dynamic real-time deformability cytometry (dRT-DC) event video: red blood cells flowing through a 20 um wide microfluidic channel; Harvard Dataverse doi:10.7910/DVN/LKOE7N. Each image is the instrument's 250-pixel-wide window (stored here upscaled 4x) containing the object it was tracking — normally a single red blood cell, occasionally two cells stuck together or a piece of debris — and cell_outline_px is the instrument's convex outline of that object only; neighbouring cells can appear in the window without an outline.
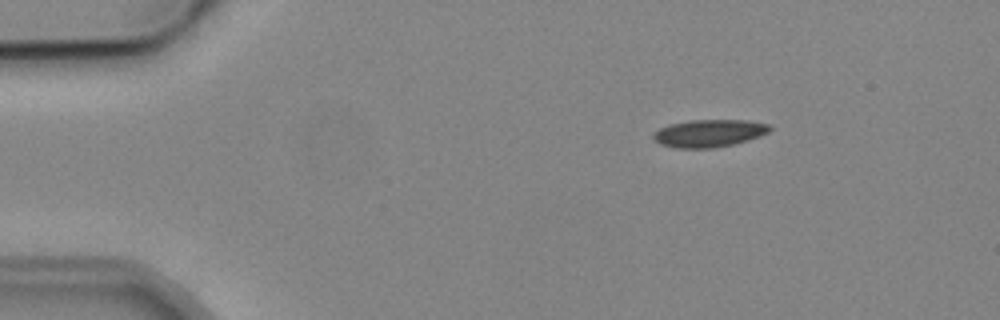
{"species": "common noctule bat (a hibernating species)", "species_latin": "Nyctalus noctula", "temperature_condition": "cold", "stored_images_in_passage": 6, "camera_frame_rate_fps": 3000, "um_per_image_px": 0.085, "animal": {"sex": "male", "body_mass_g": 19.2, "forearm_length_mm": 51.8}, "frame": {"image": 1, "passage_image": 2, "time_ms": 2.333, "image_size_px": [1000, 320], "cell_outline_px": [[772, 128], [768, 132], [760, 136], [748, 140], [716, 148], [676, 148], [660, 144], [652, 136], [652, 132], [668, 124], [692, 120], [748, 120], [768, 124]], "centroid_in_image_um": [60.26, 11.32], "position_along_channel_um": 24.7, "area_um2": 18.73}}
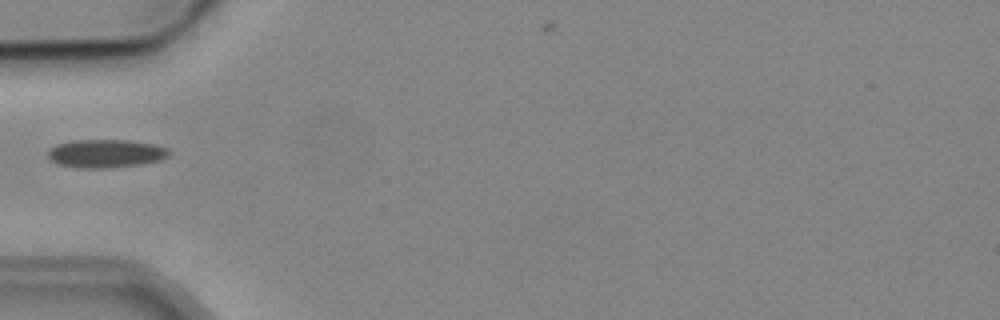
{"frame": {"image": 2, "passage_image": 5, "time_ms": 5.667, "image_size_px": [1000, 320], "cell_outline_px": [[172, 152], [168, 156], [160, 160], [140, 164], [104, 168], [76, 168], [56, 164], [48, 156], [48, 152], [56, 144], [72, 140], [128, 140], [156, 144], [168, 148]], "centroid_in_image_um": [9.01, 13.04], "position_along_channel_um": 76.0, "area_um2": 20.06}}